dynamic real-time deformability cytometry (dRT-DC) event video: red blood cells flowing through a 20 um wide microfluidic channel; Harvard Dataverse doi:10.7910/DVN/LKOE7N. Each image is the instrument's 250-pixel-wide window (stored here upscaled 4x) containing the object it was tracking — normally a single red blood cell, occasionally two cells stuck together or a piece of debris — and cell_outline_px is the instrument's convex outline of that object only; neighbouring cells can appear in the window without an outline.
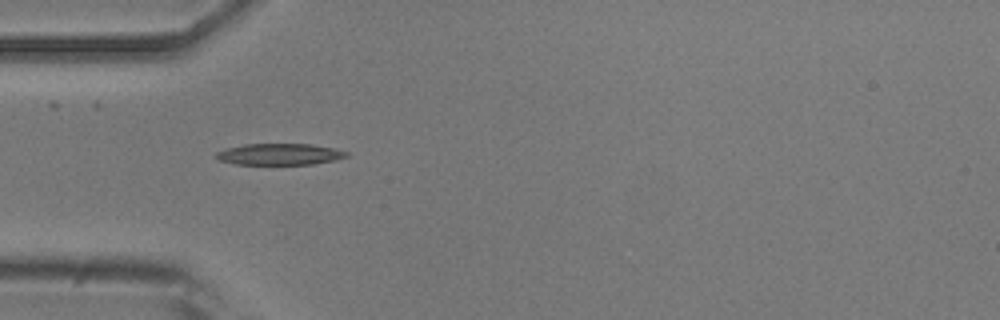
{"species": "common noctule bat (a hibernating species)", "species_latin": "Nyctalus noctula", "temperature_condition": "room temperature", "stored_images_in_passage": 42, "camera_frame_rate_fps": 3000, "um_per_image_px": 0.085, "animal": {"sex": "male", "body_mass_g": 20.5, "forearm_length_mm": 52.5}, "frame": {"image": 1, "passage_image": 4, "time_ms": 1.0, "image_size_px": [1000, 320], "cell_outline_px": [[348, 156], [336, 160], [312, 164], [236, 164], [220, 160], [212, 156], [216, 152], [224, 148], [244, 144], [312, 144], [336, 148], [348, 152]], "centroid_in_image_um": [23.75, 13.1], "position_along_channel_um": 61.2, "area_um2": 16.42}}
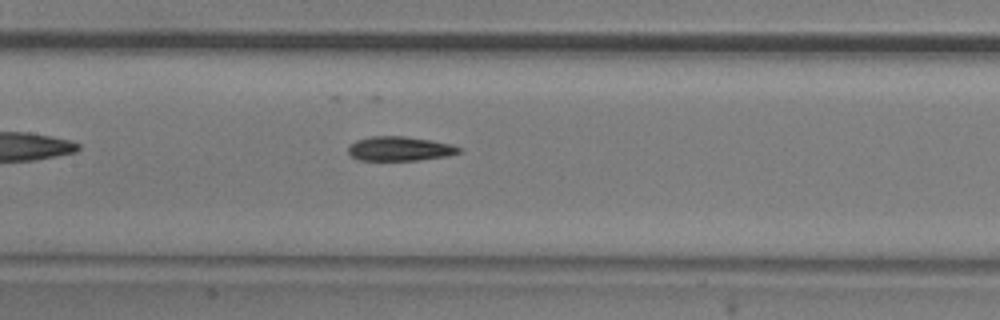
{"frame": {"image": 2, "passage_image": 13, "time_ms": 4.0, "image_size_px": [1000, 320], "cell_outline_px": [[460, 152], [448, 156], [420, 160], [356, 160], [348, 152], [348, 144], [356, 140], [368, 136], [404, 136], [432, 140], [452, 144], [460, 148]], "centroid_in_image_um": [33.94, 12.63], "position_along_channel_um": 173.5, "area_um2": 15.9}}
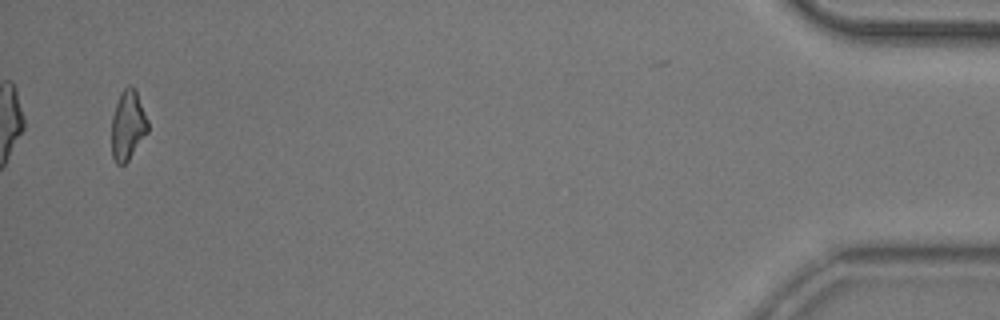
{"frame": {"image": 3, "passage_image": 40, "time_ms": 13.0, "image_size_px": [1000, 320], "cell_outline_px": [[148, 132], [128, 160], [124, 164], [116, 164], [112, 156], [112, 116], [120, 92], [128, 84], [132, 84], [136, 88], [148, 120]], "centroid_in_image_um": [10.88, 10.6], "position_along_channel_um": 424.3, "area_um2": 14.85}, "authors_computed_cell_mechanics": {"area_um2": 15.8661, "velocity_mm_per_s": 3.7496, "shape_relaxation_time_tau1_ms": 3.7013, "shape_relaxation_time_tau2_ms": 2.9031, "deformation_change_tau1": 0.1743, "deformation_change_tau2": 0.1164}}